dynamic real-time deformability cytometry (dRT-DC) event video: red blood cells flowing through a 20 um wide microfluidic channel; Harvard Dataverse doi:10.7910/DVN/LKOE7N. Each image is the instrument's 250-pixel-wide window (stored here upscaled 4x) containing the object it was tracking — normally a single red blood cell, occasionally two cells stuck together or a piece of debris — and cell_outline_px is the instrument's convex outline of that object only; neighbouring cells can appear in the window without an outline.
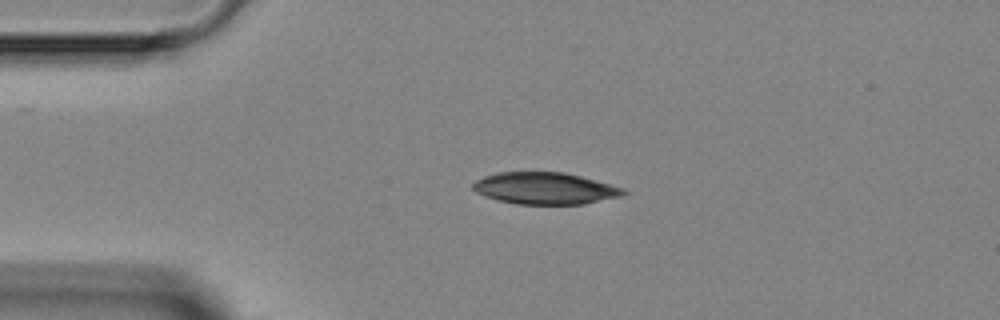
{"species": "Egyptian fruit bat (a non-hibernating species)", "species_latin": "Rousettus aegyptiacus", "temperature_condition": "room temperature", "stored_images_in_passage": 3, "camera_frame_rate_fps": 3000, "um_per_image_px": 0.085, "animal": {"sex": "female"}, "frame": {"image": 1, "passage_image": 3, "time_ms": 2.333, "image_size_px": [1000, 320], "cell_outline_px": [[628, 192], [620, 196], [584, 204], [516, 204], [500, 200], [476, 192], [472, 188], [472, 184], [476, 180], [484, 176], [496, 172], [564, 172], [580, 176], [624, 188]], "centroid_in_image_um": [46.32, 16.0], "position_along_channel_um": 38.7, "area_um2": 27.69}}